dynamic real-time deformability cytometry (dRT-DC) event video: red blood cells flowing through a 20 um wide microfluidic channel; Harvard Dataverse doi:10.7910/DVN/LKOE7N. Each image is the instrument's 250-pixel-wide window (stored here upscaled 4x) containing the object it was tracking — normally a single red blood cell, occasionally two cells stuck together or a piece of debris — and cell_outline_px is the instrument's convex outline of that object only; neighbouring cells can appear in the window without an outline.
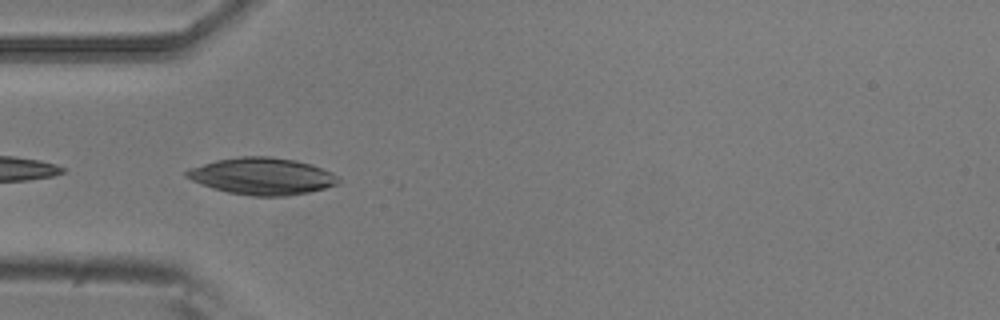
{"species": "common noctule bat (a hibernating species)", "species_latin": "Nyctalus noctula", "temperature_condition": "room temperature", "stored_images_in_passage": 6, "camera_frame_rate_fps": 3000, "um_per_image_px": 0.085, "animal": {"sex": "male", "body_mass_g": 20.5, "forearm_length_mm": 52.5}, "frame": {"image": 1, "passage_image": 5, "time_ms": 1.333, "image_size_px": [1000, 320], "cell_outline_px": [[340, 184], [308, 192], [288, 196], [252, 196], [228, 192], [212, 188], [192, 180], [184, 176], [184, 172], [188, 168], [216, 160], [240, 156], [268, 156], [296, 160], [312, 164], [332, 172], [340, 180]], "centroid_in_image_um": [22.28, 14.97], "position_along_channel_um": 62.7, "area_um2": 32.77}}
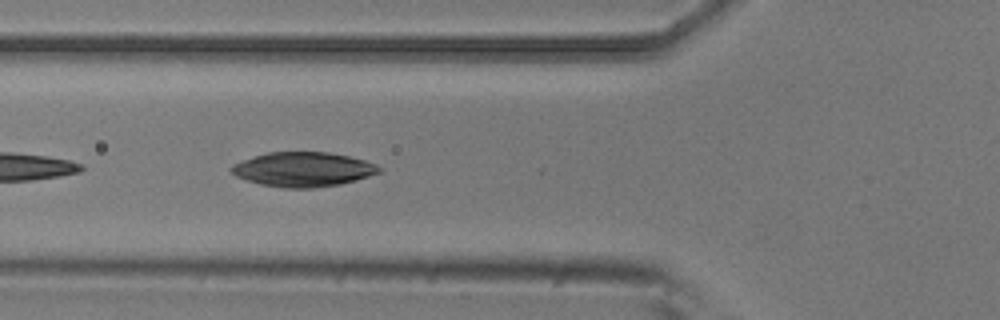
{"frame": {"image": 2, "passage_image": 6, "time_ms": 1.667, "image_size_px": [1000, 320], "cell_outline_px": [[380, 172], [356, 180], [340, 184], [312, 188], [284, 188], [260, 184], [236, 176], [228, 168], [232, 164], [268, 152], [328, 152], [348, 156], [364, 160], [376, 164], [380, 168]], "centroid_in_image_um": [25.76, 14.4], "position_along_channel_um": 100.0, "area_um2": 29.48}}